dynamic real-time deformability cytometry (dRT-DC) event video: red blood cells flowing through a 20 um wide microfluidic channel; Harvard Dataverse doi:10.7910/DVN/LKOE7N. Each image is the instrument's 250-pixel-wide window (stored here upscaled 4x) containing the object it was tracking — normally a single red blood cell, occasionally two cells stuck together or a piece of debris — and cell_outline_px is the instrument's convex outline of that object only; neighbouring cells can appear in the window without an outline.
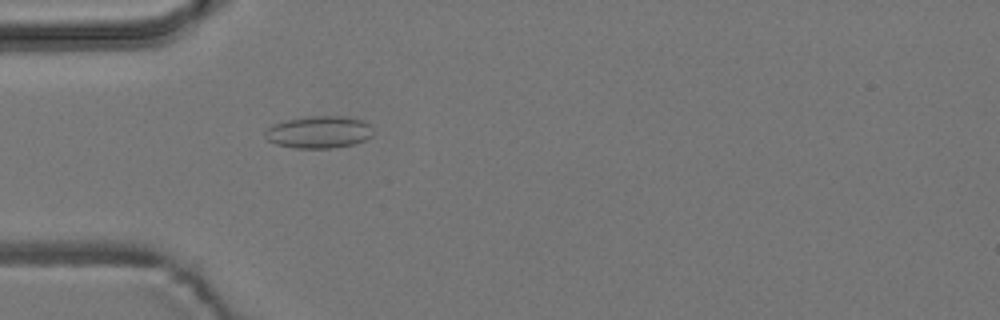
{"species": "common noctule bat (a hibernating species)", "species_latin": "Nyctalus noctula", "temperature_condition": "room temperature", "stored_images_in_passage": 4, "camera_frame_rate_fps": 3000, "um_per_image_px": 0.085, "animal": {"sex": "male", "body_mass_g": 19.2, "forearm_length_mm": 51.8}, "frame": {"image": 1, "passage_image": 4, "time_ms": 4.667, "image_size_px": [1000, 320], "cell_outline_px": [[372, 136], [364, 140], [352, 144], [328, 148], [292, 148], [276, 144], [268, 140], [264, 136], [264, 132], [272, 124], [288, 120], [308, 116], [344, 116], [360, 120], [368, 124], [372, 132]], "centroid_in_image_um": [27.06, 11.23], "position_along_channel_um": 57.9, "area_um2": 20.06}}